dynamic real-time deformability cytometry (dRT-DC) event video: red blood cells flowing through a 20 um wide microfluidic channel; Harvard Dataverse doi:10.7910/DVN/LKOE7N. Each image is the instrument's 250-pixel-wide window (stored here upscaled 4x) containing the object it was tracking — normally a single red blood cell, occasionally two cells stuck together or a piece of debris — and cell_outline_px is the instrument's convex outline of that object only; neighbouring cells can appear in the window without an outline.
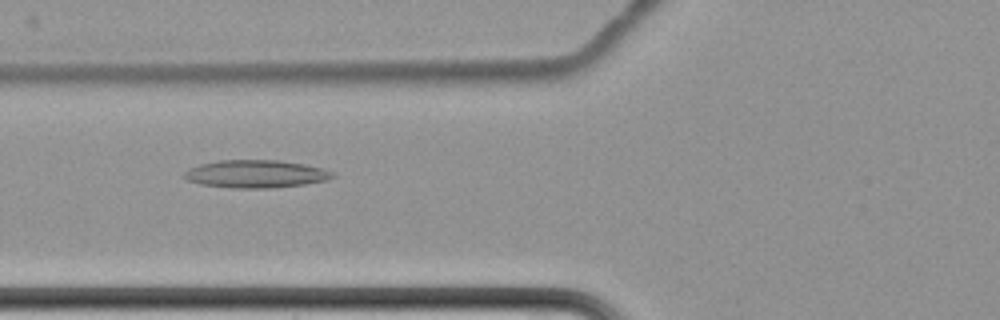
{"species": "common noctule bat (a hibernating species)", "species_latin": "Nyctalus noctula", "temperature_condition": "cold", "stored_images_in_passage": 6, "camera_frame_rate_fps": 3000, "um_per_image_px": 0.085, "animal": {"sex": "female", "body_mass_g": 22.7, "forearm_length_mm": 54.2}, "frame": {"image": 1, "passage_image": 6, "time_ms": 6.0, "image_size_px": [1000, 320], "cell_outline_px": [[336, 176], [328, 180], [304, 184], [276, 188], [232, 188], [200, 184], [188, 180], [180, 176], [188, 168], [200, 164], [220, 160], [280, 160], [304, 164], [324, 168], [332, 172]], "centroid_in_image_um": [21.74, 14.78], "position_along_channel_um": 104.1, "area_um2": 24.28}}